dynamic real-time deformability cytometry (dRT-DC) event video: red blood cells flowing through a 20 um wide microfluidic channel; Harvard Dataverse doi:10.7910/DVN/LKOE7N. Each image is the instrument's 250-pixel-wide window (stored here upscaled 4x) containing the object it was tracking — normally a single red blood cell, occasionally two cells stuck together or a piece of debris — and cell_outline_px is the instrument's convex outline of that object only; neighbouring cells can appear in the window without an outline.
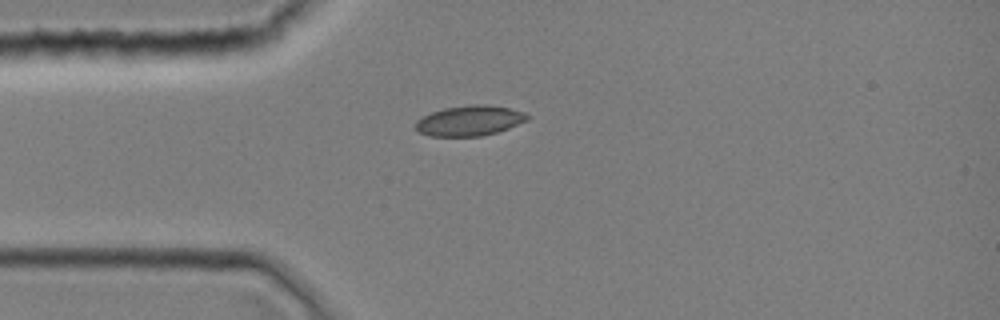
{"species": "common noctule bat (a hibernating species)", "species_latin": "Nyctalus noctula", "temperature_condition": "room temperature", "stored_images_in_passage": 1, "camera_frame_rate_fps": 3000, "um_per_image_px": 0.085, "animal": {"sex": "female", "body_mass_g": 19.0, "forearm_length_mm": 51.5}, "frame": {"image": 1, "passage_image": 1, "time_ms": 0.0, "image_size_px": [1000, 320], "cell_outline_px": [[528, 120], [508, 128], [496, 132], [480, 136], [428, 136], [420, 132], [416, 128], [416, 120], [432, 112], [444, 108], [472, 104], [488, 104], [508, 108], [524, 112], [528, 116]], "centroid_in_image_um": [39.91, 10.25], "position_along_channel_um": 45.1, "area_um2": 19.54}}